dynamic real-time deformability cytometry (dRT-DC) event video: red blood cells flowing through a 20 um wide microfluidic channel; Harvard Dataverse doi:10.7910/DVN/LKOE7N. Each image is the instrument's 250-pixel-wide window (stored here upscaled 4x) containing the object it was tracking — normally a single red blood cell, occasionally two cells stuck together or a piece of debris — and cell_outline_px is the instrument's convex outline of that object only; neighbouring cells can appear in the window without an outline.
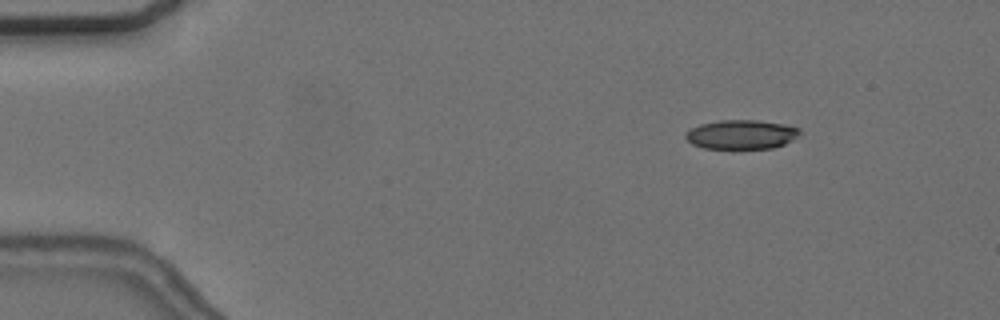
{"species": "common noctule bat (a hibernating species)", "species_latin": "Nyctalus noctula", "temperature_condition": "cold", "stored_images_in_passage": 56, "camera_frame_rate_fps": 3000, "um_per_image_px": 0.085, "animal": {"sex": "female", "body_mass_g": 24.6, "forearm_length_mm": 56.2}, "frame": {"image": 1, "passage_image": 8, "time_ms": 2.333, "image_size_px": [1000, 320], "cell_outline_px": [[800, 132], [792, 140], [784, 144], [772, 148], [704, 148], [692, 144], [684, 136], [692, 128], [700, 124], [720, 120], [756, 120], [784, 124], [800, 128]], "centroid_in_image_um": [63.02, 11.42], "position_along_channel_um": 22.0, "area_um2": 19.19}}
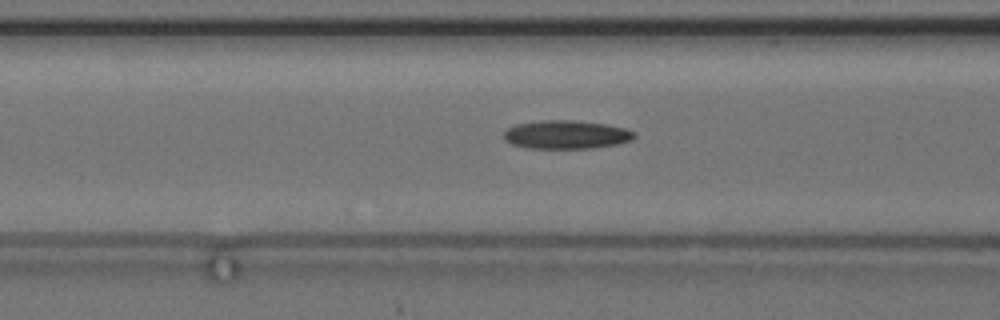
{"frame": {"image": 2, "passage_image": 23, "time_ms": 7.333, "image_size_px": [1000, 320], "cell_outline_px": [[636, 136], [632, 140], [616, 144], [592, 148], [528, 148], [512, 144], [504, 140], [504, 132], [508, 128], [516, 124], [544, 120], [572, 120], [604, 124], [624, 128], [636, 132]], "centroid_in_image_um": [48.13, 11.44], "position_along_channel_um": 118.5, "area_um2": 21.56}}
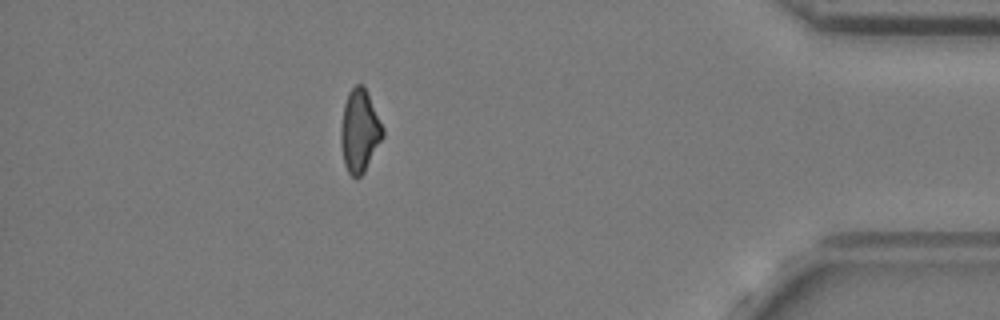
{"frame": {"image": 3, "passage_image": 50, "time_ms": 16.333, "image_size_px": [1000, 320], "cell_outline_px": [[384, 136], [364, 172], [356, 180], [348, 172], [344, 164], [340, 144], [340, 128], [344, 104], [348, 92], [356, 84], [360, 84], [364, 88], [384, 128]], "centroid_in_image_um": [30.54, 11.17], "position_along_channel_um": 404.7, "area_um2": 20.11}}